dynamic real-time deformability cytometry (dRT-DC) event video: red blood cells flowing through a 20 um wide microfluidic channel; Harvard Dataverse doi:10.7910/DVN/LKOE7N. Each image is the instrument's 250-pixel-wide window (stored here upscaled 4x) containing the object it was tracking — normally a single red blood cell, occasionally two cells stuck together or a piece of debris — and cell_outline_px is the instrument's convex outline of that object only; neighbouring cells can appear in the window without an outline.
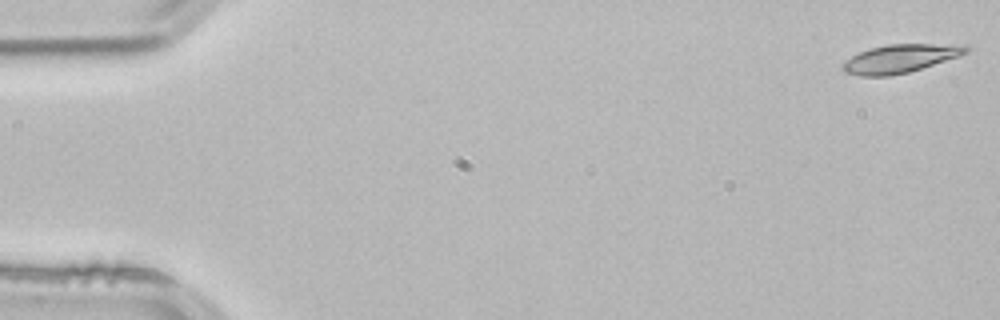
{"species": "common noctule bat (a hibernating species)", "species_latin": "Nyctalus noctula", "temperature_condition": "room temperature", "stored_images_in_passage": 4, "camera_frame_rate_fps": 3000, "um_per_image_px": 0.085, "animal": {"sex": "male", "body_mass_g": 21.5, "forearm_length_mm": 52.0}, "frame": {"image": 1, "passage_image": 1, "time_ms": 0.0, "image_size_px": [1000, 320], "cell_outline_px": [[972, 48], [968, 52], [960, 56], [908, 72], [888, 76], [860, 76], [844, 72], [840, 68], [840, 64], [844, 60], [860, 52], [872, 48], [888, 44], [968, 44]], "centroid_in_image_um": [76.53, 4.97], "position_along_channel_um": 8.5, "area_um2": 20.58}}
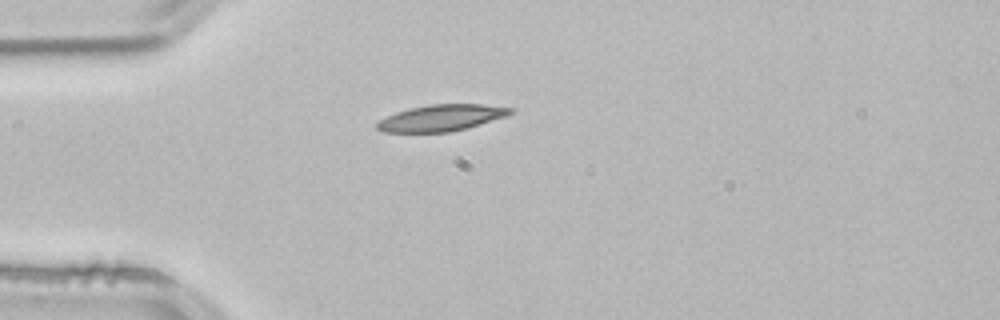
{"frame": {"image": 2, "passage_image": 4, "time_ms": 1.0, "image_size_px": [1000, 320], "cell_outline_px": [[516, 108], [512, 112], [504, 116], [468, 128], [448, 132], [384, 132], [376, 128], [376, 124], [380, 120], [396, 112], [408, 108], [428, 104], [484, 104]], "centroid_in_image_um": [37.51, 10.01], "position_along_channel_um": 47.5, "area_um2": 20.46}}